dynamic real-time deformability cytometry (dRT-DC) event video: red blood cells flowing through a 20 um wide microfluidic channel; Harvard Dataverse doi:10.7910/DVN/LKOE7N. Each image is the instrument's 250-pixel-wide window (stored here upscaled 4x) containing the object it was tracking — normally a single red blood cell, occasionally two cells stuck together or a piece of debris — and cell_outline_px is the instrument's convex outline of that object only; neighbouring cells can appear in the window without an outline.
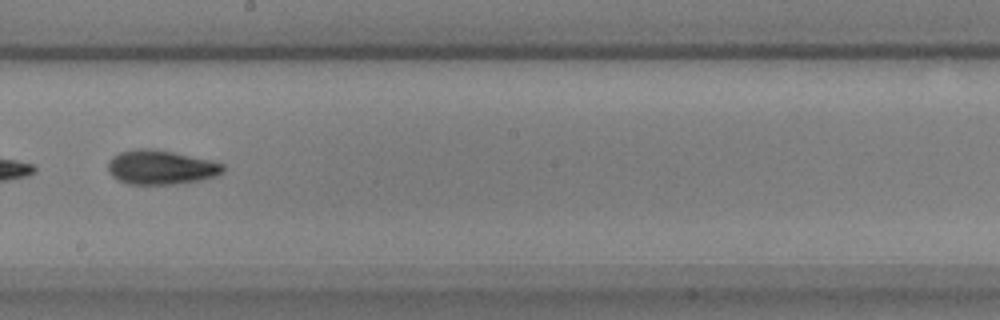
{"species": "common noctule bat (a hibernating species)", "species_latin": "Nyctalus noctula", "temperature_condition": "warm", "stored_images_in_passage": 55, "camera_frame_rate_fps": 3000, "um_per_image_px": 0.085, "animal": {"sex": "male", "body_mass_g": 17.9, "forearm_length_mm": 54.2}, "frame": {"image": 1, "passage_image": 32, "time_ms": 10.333, "image_size_px": [1000, 320], "cell_outline_px": [[220, 168], [216, 172], [204, 176], [184, 180], [124, 180], [116, 176], [112, 172], [112, 160], [128, 152], [160, 152], [220, 164]], "centroid_in_image_um": [13.63, 14.19], "position_along_channel_um": 234.6, "area_um2": 17.4}}
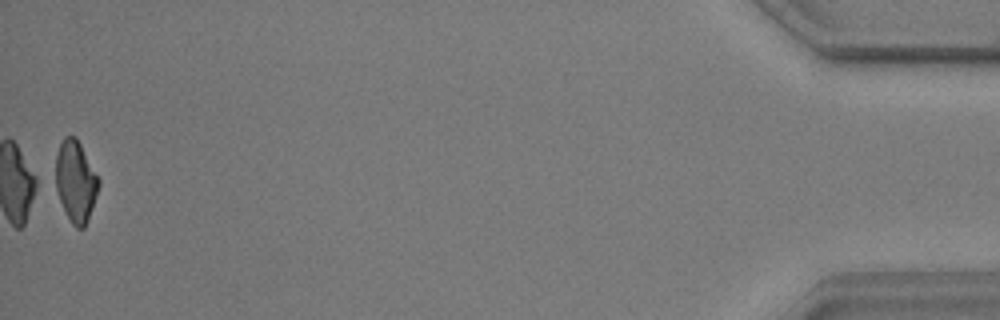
{"frame": {"image": 2, "passage_image": 55, "time_ms": 18.0, "image_size_px": [1000, 320], "cell_outline_px": [[96, 192], [88, 216], [84, 224], [80, 228], [68, 216], [64, 208], [56, 184], [56, 160], [60, 144], [68, 136], [72, 136], [76, 140], [96, 176]], "centroid_in_image_um": [6.38, 15.39], "position_along_channel_um": 428.8, "area_um2": 18.15}, "authors_computed_cell_mechanics": {"area_um2": 18.785, "velocity_mm_per_s": 3.6911, "shape_relaxation_time_tau1_ms": null, "shape_relaxation_time_tau2_ms": 4.3317, "deformation_change_tau1": null, "deformation_change_tau2": 0.1246}}